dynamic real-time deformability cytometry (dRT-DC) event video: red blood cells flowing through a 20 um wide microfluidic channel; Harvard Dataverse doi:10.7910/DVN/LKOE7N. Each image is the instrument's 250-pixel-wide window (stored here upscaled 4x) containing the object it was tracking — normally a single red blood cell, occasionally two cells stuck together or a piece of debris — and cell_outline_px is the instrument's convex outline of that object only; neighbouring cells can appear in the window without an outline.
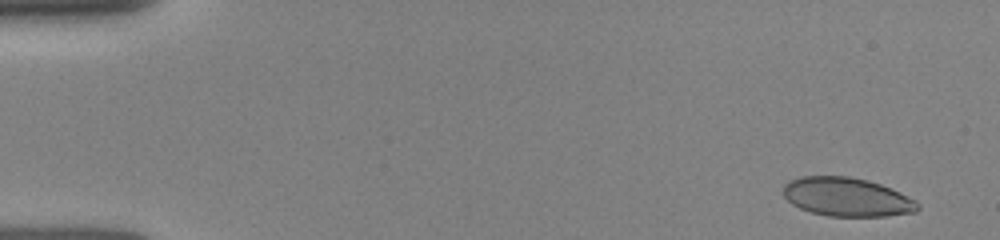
{"species": "human", "species_latin": "Homo sapiens", "temperature_condition": "room temperature", "stored_images_in_passage": 71, "camera_frame_rate_fps": 3000, "um_per_image_px": 0.085, "donor": {"sex": "female"}, "frame": {"image": 1, "passage_image": 5, "time_ms": 0.667, "image_size_px": [1000, 240], "cell_outline_px": [[920, 208], [916, 212], [884, 216], [828, 216], [812, 212], [800, 208], [792, 204], [784, 196], [784, 184], [788, 180], [800, 176], [848, 176], [868, 180], [880, 184], [900, 192], [916, 200], [920, 204]], "centroid_in_image_um": [71.99, 16.74], "position_along_channel_um": 13.0, "area_um2": 30.46}}
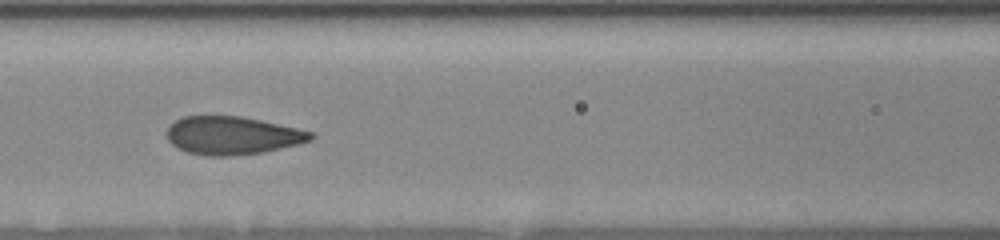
{"frame": {"image": 2, "passage_image": 43, "time_ms": 7.0, "image_size_px": [1000, 240], "cell_outline_px": [[316, 136], [312, 140], [300, 144], [264, 152], [228, 156], [208, 156], [188, 152], [176, 148], [168, 140], [168, 128], [176, 120], [184, 116], [240, 116], [260, 120], [296, 128], [312, 132]], "centroid_in_image_um": [19.77, 11.52], "position_along_channel_um": 146.8, "area_um2": 31.85}}
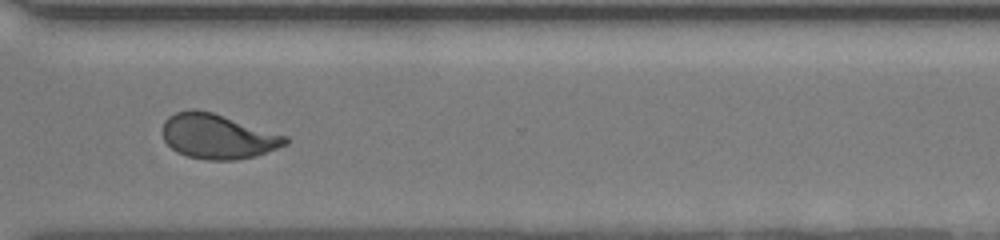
{"frame": {"image": 3, "passage_image": 70, "time_ms": 12.0, "image_size_px": [1000, 240], "cell_outline_px": [[288, 144], [252, 156], [236, 160], [208, 160], [188, 156], [176, 152], [164, 140], [160, 132], [164, 120], [168, 116], [176, 112], [192, 108], [196, 108], [212, 112], [288, 136]], "centroid_in_image_um": [18.45, 11.57], "position_along_channel_um": 352.2, "area_um2": 32.14}}